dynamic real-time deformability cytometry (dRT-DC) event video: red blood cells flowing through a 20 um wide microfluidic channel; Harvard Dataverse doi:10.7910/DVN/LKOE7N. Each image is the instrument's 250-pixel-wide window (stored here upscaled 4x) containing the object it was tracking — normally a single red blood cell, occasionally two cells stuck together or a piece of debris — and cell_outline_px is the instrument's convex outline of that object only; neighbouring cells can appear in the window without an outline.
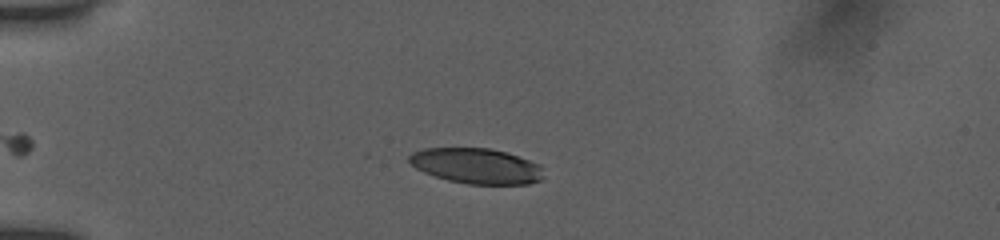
{"species": "human", "species_latin": "Homo sapiens", "temperature_condition": "room temperature", "stored_images_in_passage": 37, "camera_frame_rate_fps": 3000, "um_per_image_px": 0.085, "donor": {"sex": "female"}, "frame": {"image": 1, "passage_image": 3, "time_ms": 0.667, "image_size_px": [1000, 240], "cell_outline_px": [[544, 176], [540, 180], [528, 184], [468, 184], [448, 180], [424, 172], [416, 168], [408, 160], [408, 156], [412, 152], [424, 148], [488, 148], [508, 152], [540, 164]], "centroid_in_image_um": [40.51, 14.1], "position_along_channel_um": 44.5, "area_um2": 27.8}}
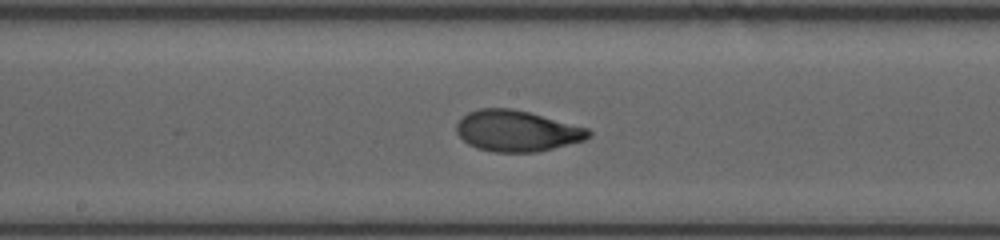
{"frame": {"image": 2, "passage_image": 18, "time_ms": 5.667, "image_size_px": [1000, 240], "cell_outline_px": [[592, 136], [584, 140], [536, 152], [496, 152], [476, 148], [468, 144], [456, 132], [456, 124], [468, 112], [480, 108], [512, 108], [528, 112], [588, 128], [592, 132]], "centroid_in_image_um": [43.93, 11.13], "position_along_channel_um": 204.3, "area_um2": 31.39}}
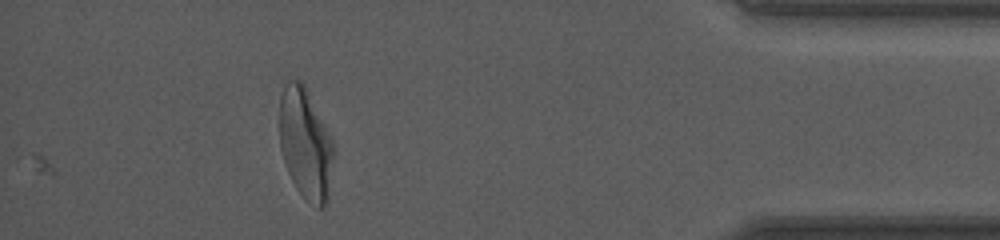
{"frame": {"image": 3, "passage_image": 37, "time_ms": 12.0, "image_size_px": [1000, 240], "cell_outline_px": [[332, 152], [328, 200], [324, 208], [316, 208], [296, 188], [288, 172], [280, 148], [280, 96], [284, 84], [288, 80], [300, 80], [304, 84], [332, 140]], "centroid_in_image_um": [25.93, 12.21], "position_along_channel_um": 409.3, "area_um2": 34.33}, "authors_computed_cell_mechanics": {"area_um2": 30.923, "velocity_mm_per_s": 3.9116, "shape_relaxation_time_tau1_ms": 4.3519, "shape_relaxation_time_tau2_ms": 1.055, "deformation_change_tau1": 0.181, "deformation_change_tau2": 0.0627}}